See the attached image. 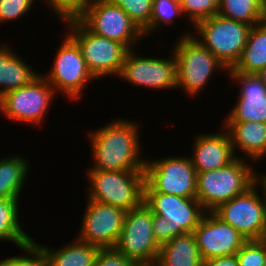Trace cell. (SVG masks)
Wrapping results in <instances>:
<instances>
[{"instance_id":"cell-15","label":"cell","mask_w":266,"mask_h":266,"mask_svg":"<svg viewBox=\"0 0 266 266\" xmlns=\"http://www.w3.org/2000/svg\"><path fill=\"white\" fill-rule=\"evenodd\" d=\"M78 238L99 248L115 247L119 241L126 211L109 204L88 200Z\"/></svg>"},{"instance_id":"cell-11","label":"cell","mask_w":266,"mask_h":266,"mask_svg":"<svg viewBox=\"0 0 266 266\" xmlns=\"http://www.w3.org/2000/svg\"><path fill=\"white\" fill-rule=\"evenodd\" d=\"M256 183L245 193L220 204L212 212L247 240L266 239V204Z\"/></svg>"},{"instance_id":"cell-35","label":"cell","mask_w":266,"mask_h":266,"mask_svg":"<svg viewBox=\"0 0 266 266\" xmlns=\"http://www.w3.org/2000/svg\"><path fill=\"white\" fill-rule=\"evenodd\" d=\"M165 217H160L153 214L152 229L155 236V240L159 246L170 241V226L167 225Z\"/></svg>"},{"instance_id":"cell-13","label":"cell","mask_w":266,"mask_h":266,"mask_svg":"<svg viewBox=\"0 0 266 266\" xmlns=\"http://www.w3.org/2000/svg\"><path fill=\"white\" fill-rule=\"evenodd\" d=\"M128 50L117 78L131 85L161 90L176 89V59L173 51L170 58L146 57ZM172 55V56H171Z\"/></svg>"},{"instance_id":"cell-1","label":"cell","mask_w":266,"mask_h":266,"mask_svg":"<svg viewBox=\"0 0 266 266\" xmlns=\"http://www.w3.org/2000/svg\"><path fill=\"white\" fill-rule=\"evenodd\" d=\"M109 122L97 130L89 131L93 165L91 170L127 171L145 170L142 158L139 126L135 121L119 119ZM141 157V158H140ZM144 159V160H143Z\"/></svg>"},{"instance_id":"cell-8","label":"cell","mask_w":266,"mask_h":266,"mask_svg":"<svg viewBox=\"0 0 266 266\" xmlns=\"http://www.w3.org/2000/svg\"><path fill=\"white\" fill-rule=\"evenodd\" d=\"M196 179V170L188 156L145 159L144 192L196 198Z\"/></svg>"},{"instance_id":"cell-25","label":"cell","mask_w":266,"mask_h":266,"mask_svg":"<svg viewBox=\"0 0 266 266\" xmlns=\"http://www.w3.org/2000/svg\"><path fill=\"white\" fill-rule=\"evenodd\" d=\"M19 198H0V241L11 242L16 247L33 240L20 225Z\"/></svg>"},{"instance_id":"cell-26","label":"cell","mask_w":266,"mask_h":266,"mask_svg":"<svg viewBox=\"0 0 266 266\" xmlns=\"http://www.w3.org/2000/svg\"><path fill=\"white\" fill-rule=\"evenodd\" d=\"M218 14L251 26L266 19L262 9V0H219Z\"/></svg>"},{"instance_id":"cell-7","label":"cell","mask_w":266,"mask_h":266,"mask_svg":"<svg viewBox=\"0 0 266 266\" xmlns=\"http://www.w3.org/2000/svg\"><path fill=\"white\" fill-rule=\"evenodd\" d=\"M77 19L92 33L136 50L143 32L120 7L105 0H92Z\"/></svg>"},{"instance_id":"cell-39","label":"cell","mask_w":266,"mask_h":266,"mask_svg":"<svg viewBox=\"0 0 266 266\" xmlns=\"http://www.w3.org/2000/svg\"><path fill=\"white\" fill-rule=\"evenodd\" d=\"M262 9H263L264 17L266 18V0H262Z\"/></svg>"},{"instance_id":"cell-3","label":"cell","mask_w":266,"mask_h":266,"mask_svg":"<svg viewBox=\"0 0 266 266\" xmlns=\"http://www.w3.org/2000/svg\"><path fill=\"white\" fill-rule=\"evenodd\" d=\"M87 172V199L114 207L126 212L139 207L144 199L145 170Z\"/></svg>"},{"instance_id":"cell-33","label":"cell","mask_w":266,"mask_h":266,"mask_svg":"<svg viewBox=\"0 0 266 266\" xmlns=\"http://www.w3.org/2000/svg\"><path fill=\"white\" fill-rule=\"evenodd\" d=\"M36 0H0V23L16 21L35 5ZM33 4V5H32Z\"/></svg>"},{"instance_id":"cell-29","label":"cell","mask_w":266,"mask_h":266,"mask_svg":"<svg viewBox=\"0 0 266 266\" xmlns=\"http://www.w3.org/2000/svg\"><path fill=\"white\" fill-rule=\"evenodd\" d=\"M19 249L24 252L23 255L2 259L0 266H49L45 252L34 239L28 244L20 246Z\"/></svg>"},{"instance_id":"cell-34","label":"cell","mask_w":266,"mask_h":266,"mask_svg":"<svg viewBox=\"0 0 266 266\" xmlns=\"http://www.w3.org/2000/svg\"><path fill=\"white\" fill-rule=\"evenodd\" d=\"M95 266H140L121 253L116 247L99 248Z\"/></svg>"},{"instance_id":"cell-9","label":"cell","mask_w":266,"mask_h":266,"mask_svg":"<svg viewBox=\"0 0 266 266\" xmlns=\"http://www.w3.org/2000/svg\"><path fill=\"white\" fill-rule=\"evenodd\" d=\"M65 35L50 71L42 76L54 88L56 96L59 91L68 96L67 99L77 100L82 98L87 83L96 79L88 70L77 43L68 34Z\"/></svg>"},{"instance_id":"cell-36","label":"cell","mask_w":266,"mask_h":266,"mask_svg":"<svg viewBox=\"0 0 266 266\" xmlns=\"http://www.w3.org/2000/svg\"><path fill=\"white\" fill-rule=\"evenodd\" d=\"M203 266H239L236 255L212 258L203 261Z\"/></svg>"},{"instance_id":"cell-12","label":"cell","mask_w":266,"mask_h":266,"mask_svg":"<svg viewBox=\"0 0 266 266\" xmlns=\"http://www.w3.org/2000/svg\"><path fill=\"white\" fill-rule=\"evenodd\" d=\"M153 213L142 203L126 212L123 228L117 245L121 253L140 266H154L160 246L152 229Z\"/></svg>"},{"instance_id":"cell-20","label":"cell","mask_w":266,"mask_h":266,"mask_svg":"<svg viewBox=\"0 0 266 266\" xmlns=\"http://www.w3.org/2000/svg\"><path fill=\"white\" fill-rule=\"evenodd\" d=\"M12 46L0 45V95L30 84L41 73L32 69Z\"/></svg>"},{"instance_id":"cell-22","label":"cell","mask_w":266,"mask_h":266,"mask_svg":"<svg viewBox=\"0 0 266 266\" xmlns=\"http://www.w3.org/2000/svg\"><path fill=\"white\" fill-rule=\"evenodd\" d=\"M266 68V19L251 27L236 65L228 72L258 73Z\"/></svg>"},{"instance_id":"cell-38","label":"cell","mask_w":266,"mask_h":266,"mask_svg":"<svg viewBox=\"0 0 266 266\" xmlns=\"http://www.w3.org/2000/svg\"><path fill=\"white\" fill-rule=\"evenodd\" d=\"M261 81L266 85V68L261 69L258 73H256Z\"/></svg>"},{"instance_id":"cell-18","label":"cell","mask_w":266,"mask_h":266,"mask_svg":"<svg viewBox=\"0 0 266 266\" xmlns=\"http://www.w3.org/2000/svg\"><path fill=\"white\" fill-rule=\"evenodd\" d=\"M222 128L224 132L200 133L194 137L190 159L196 173L216 170L229 165L236 158L229 133Z\"/></svg>"},{"instance_id":"cell-17","label":"cell","mask_w":266,"mask_h":266,"mask_svg":"<svg viewBox=\"0 0 266 266\" xmlns=\"http://www.w3.org/2000/svg\"><path fill=\"white\" fill-rule=\"evenodd\" d=\"M231 80L240 84L239 99L225 122L266 123V85L255 73L228 72ZM233 78V79H232Z\"/></svg>"},{"instance_id":"cell-4","label":"cell","mask_w":266,"mask_h":266,"mask_svg":"<svg viewBox=\"0 0 266 266\" xmlns=\"http://www.w3.org/2000/svg\"><path fill=\"white\" fill-rule=\"evenodd\" d=\"M179 37L171 50L176 59L177 88L194 97L204 89L215 71L226 73L228 69L192 33L186 32Z\"/></svg>"},{"instance_id":"cell-31","label":"cell","mask_w":266,"mask_h":266,"mask_svg":"<svg viewBox=\"0 0 266 266\" xmlns=\"http://www.w3.org/2000/svg\"><path fill=\"white\" fill-rule=\"evenodd\" d=\"M239 266H264L266 264V239L247 240L236 253Z\"/></svg>"},{"instance_id":"cell-37","label":"cell","mask_w":266,"mask_h":266,"mask_svg":"<svg viewBox=\"0 0 266 266\" xmlns=\"http://www.w3.org/2000/svg\"><path fill=\"white\" fill-rule=\"evenodd\" d=\"M255 183L257 186L260 185L261 189H262V194L265 200V204H266V173L262 174H257V172L255 173Z\"/></svg>"},{"instance_id":"cell-30","label":"cell","mask_w":266,"mask_h":266,"mask_svg":"<svg viewBox=\"0 0 266 266\" xmlns=\"http://www.w3.org/2000/svg\"><path fill=\"white\" fill-rule=\"evenodd\" d=\"M219 0H180L183 15L188 17L194 26L200 20L218 14Z\"/></svg>"},{"instance_id":"cell-10","label":"cell","mask_w":266,"mask_h":266,"mask_svg":"<svg viewBox=\"0 0 266 266\" xmlns=\"http://www.w3.org/2000/svg\"><path fill=\"white\" fill-rule=\"evenodd\" d=\"M55 93L54 88L40 74L30 84L3 94L0 113L9 120L38 126L55 99Z\"/></svg>"},{"instance_id":"cell-32","label":"cell","mask_w":266,"mask_h":266,"mask_svg":"<svg viewBox=\"0 0 266 266\" xmlns=\"http://www.w3.org/2000/svg\"><path fill=\"white\" fill-rule=\"evenodd\" d=\"M62 21L77 18L92 0H45ZM54 10V11H53Z\"/></svg>"},{"instance_id":"cell-21","label":"cell","mask_w":266,"mask_h":266,"mask_svg":"<svg viewBox=\"0 0 266 266\" xmlns=\"http://www.w3.org/2000/svg\"><path fill=\"white\" fill-rule=\"evenodd\" d=\"M154 266H203L193 232L178 235L161 245Z\"/></svg>"},{"instance_id":"cell-24","label":"cell","mask_w":266,"mask_h":266,"mask_svg":"<svg viewBox=\"0 0 266 266\" xmlns=\"http://www.w3.org/2000/svg\"><path fill=\"white\" fill-rule=\"evenodd\" d=\"M29 166L21 155L0 158V198H20Z\"/></svg>"},{"instance_id":"cell-16","label":"cell","mask_w":266,"mask_h":266,"mask_svg":"<svg viewBox=\"0 0 266 266\" xmlns=\"http://www.w3.org/2000/svg\"><path fill=\"white\" fill-rule=\"evenodd\" d=\"M202 260L236 255L247 239L213 212H206L193 232Z\"/></svg>"},{"instance_id":"cell-5","label":"cell","mask_w":266,"mask_h":266,"mask_svg":"<svg viewBox=\"0 0 266 266\" xmlns=\"http://www.w3.org/2000/svg\"><path fill=\"white\" fill-rule=\"evenodd\" d=\"M193 27L197 32L192 33L193 37L229 70L239 61L252 26L216 14L200 20Z\"/></svg>"},{"instance_id":"cell-14","label":"cell","mask_w":266,"mask_h":266,"mask_svg":"<svg viewBox=\"0 0 266 266\" xmlns=\"http://www.w3.org/2000/svg\"><path fill=\"white\" fill-rule=\"evenodd\" d=\"M143 203L153 214L166 218L170 226V240L194 232L206 213L196 198L174 194L144 192Z\"/></svg>"},{"instance_id":"cell-6","label":"cell","mask_w":266,"mask_h":266,"mask_svg":"<svg viewBox=\"0 0 266 266\" xmlns=\"http://www.w3.org/2000/svg\"><path fill=\"white\" fill-rule=\"evenodd\" d=\"M67 34L77 43L87 68L95 79L117 77L128 49L121 43L89 31L77 18L63 21Z\"/></svg>"},{"instance_id":"cell-2","label":"cell","mask_w":266,"mask_h":266,"mask_svg":"<svg viewBox=\"0 0 266 266\" xmlns=\"http://www.w3.org/2000/svg\"><path fill=\"white\" fill-rule=\"evenodd\" d=\"M249 164L253 163L238 156L229 165L197 173L196 199L206 212H212L255 184V168Z\"/></svg>"},{"instance_id":"cell-27","label":"cell","mask_w":266,"mask_h":266,"mask_svg":"<svg viewBox=\"0 0 266 266\" xmlns=\"http://www.w3.org/2000/svg\"><path fill=\"white\" fill-rule=\"evenodd\" d=\"M178 15H183L180 0H153L152 18L150 25L143 31L144 36L152 34L165 24H174Z\"/></svg>"},{"instance_id":"cell-19","label":"cell","mask_w":266,"mask_h":266,"mask_svg":"<svg viewBox=\"0 0 266 266\" xmlns=\"http://www.w3.org/2000/svg\"><path fill=\"white\" fill-rule=\"evenodd\" d=\"M228 130L233 151L245 155V160L258 163L266 155V123L263 122H222ZM237 149V151H236ZM241 150V152H240ZM248 158V159H247ZM250 159V160H249ZM252 160V161H251Z\"/></svg>"},{"instance_id":"cell-23","label":"cell","mask_w":266,"mask_h":266,"mask_svg":"<svg viewBox=\"0 0 266 266\" xmlns=\"http://www.w3.org/2000/svg\"><path fill=\"white\" fill-rule=\"evenodd\" d=\"M40 246L48 258L49 266H95L97 251L99 250V247L76 237L73 242L59 249Z\"/></svg>"},{"instance_id":"cell-28","label":"cell","mask_w":266,"mask_h":266,"mask_svg":"<svg viewBox=\"0 0 266 266\" xmlns=\"http://www.w3.org/2000/svg\"><path fill=\"white\" fill-rule=\"evenodd\" d=\"M120 6L129 18L143 32L149 25L152 18L153 0H105Z\"/></svg>"}]
</instances>
